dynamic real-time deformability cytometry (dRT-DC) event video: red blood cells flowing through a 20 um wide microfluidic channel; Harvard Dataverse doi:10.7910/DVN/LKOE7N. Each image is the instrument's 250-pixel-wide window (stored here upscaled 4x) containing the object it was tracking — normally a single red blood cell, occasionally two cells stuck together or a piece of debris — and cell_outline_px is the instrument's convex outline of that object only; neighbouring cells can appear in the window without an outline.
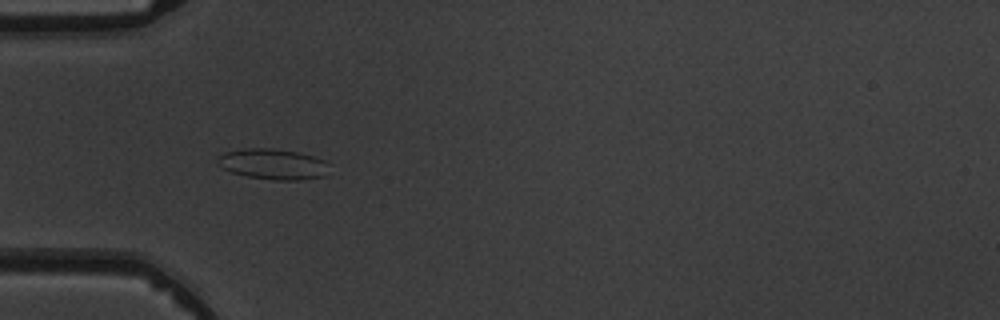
{"species": "common noctule bat (a hibernating species)", "species_latin": "Nyctalus noctula", "temperature_condition": "warm", "stored_images_in_passage": 6, "camera_frame_rate_fps": 3000, "um_per_image_px": 0.085, "animal": {"sex": "male", "body_mass_g": 19.5, "forearm_length_mm": 54.6}, "frame": {"image": 1, "passage_image": 5, "time_ms": 4.667, "image_size_px": [1000, 320], "cell_outline_px": [[328, 164], [324, 176], [300, 180], [272, 180], [248, 176], [232, 172], [216, 164], [216, 156], [224, 152], [244, 148], [272, 148], [296, 152], [312, 156], [324, 160]], "centroid_in_image_um": [23.14, 13.94], "position_along_channel_um": 61.9, "area_um2": 19.88}}
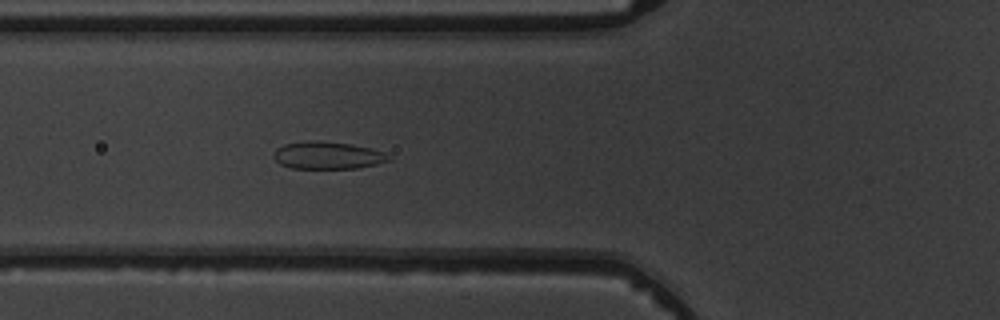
{"frame": {"image": 2, "passage_image": 6, "time_ms": 5.667, "image_size_px": [1000, 320], "cell_outline_px": [[392, 160], [376, 164], [356, 168], [292, 168], [280, 164], [272, 156], [276, 148], [284, 144], [312, 140], [352, 144], [384, 152], [392, 156]], "centroid_in_image_um": [27.85, 13.2], "position_along_channel_um": 98.0, "area_um2": 18.32}}